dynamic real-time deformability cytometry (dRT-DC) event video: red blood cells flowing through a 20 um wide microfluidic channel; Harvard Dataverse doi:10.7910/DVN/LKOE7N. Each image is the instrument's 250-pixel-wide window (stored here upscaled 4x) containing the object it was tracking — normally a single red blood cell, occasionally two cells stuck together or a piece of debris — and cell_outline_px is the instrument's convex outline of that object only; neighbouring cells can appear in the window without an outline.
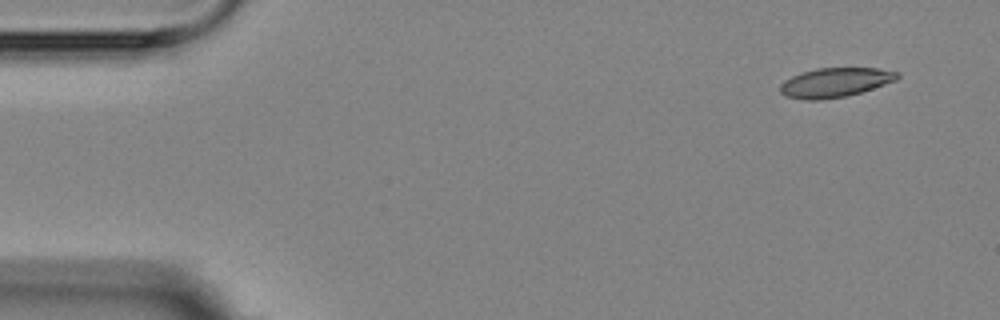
{"species": "Egyptian fruit bat (a non-hibernating species)", "species_latin": "Rousettus aegyptiacus", "temperature_condition": "room temperature", "stored_images_in_passage": 5, "camera_frame_rate_fps": 3000, "um_per_image_px": 0.085, "animal": {"sex": "female"}, "frame": {"image": 1, "passage_image": 1, "time_ms": 0.0, "image_size_px": [1000, 320], "cell_outline_px": [[900, 76], [896, 80], [860, 92], [844, 96], [820, 100], [808, 100], [784, 96], [780, 92], [780, 84], [784, 80], [800, 72], [816, 68], [876, 68], [900, 72]], "centroid_in_image_um": [70.95, 7.0], "position_along_channel_um": 14.1, "area_um2": 20.0}}
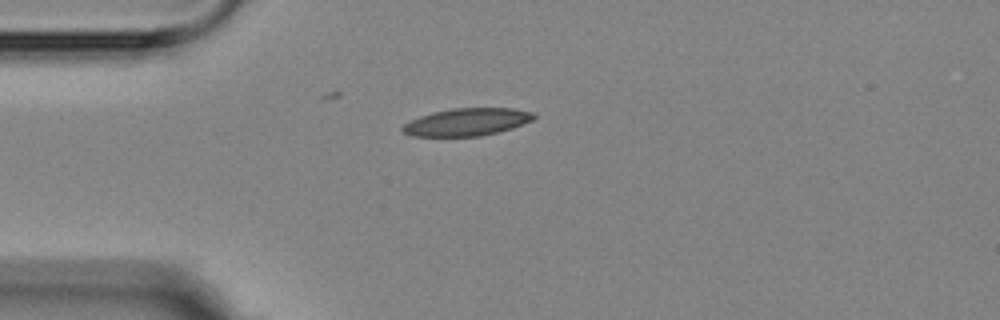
{"frame": {"image": 2, "passage_image": 4, "time_ms": 3.333, "image_size_px": [1000, 320], "cell_outline_px": [[536, 116], [532, 120], [512, 128], [480, 136], [412, 136], [404, 132], [400, 128], [404, 124], [420, 116], [432, 112], [452, 108], [512, 108], [536, 112]], "centroid_in_image_um": [39.7, 10.36], "position_along_channel_um": 45.3, "area_um2": 20.98}}
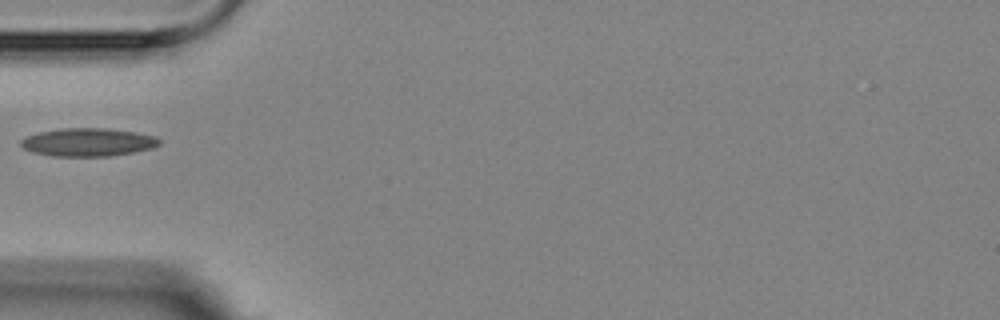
{"frame": {"image": 3, "passage_image": 5, "time_ms": 4.667, "image_size_px": [1000, 320], "cell_outline_px": [[160, 144], [152, 148], [132, 152], [108, 156], [52, 156], [36, 152], [24, 148], [20, 144], [20, 140], [24, 136], [36, 132], [60, 128], [108, 128], [136, 132], [156, 136], [160, 140]], "centroid_in_image_um": [7.46, 12.07], "position_along_channel_um": 77.5, "area_um2": 22.77}}